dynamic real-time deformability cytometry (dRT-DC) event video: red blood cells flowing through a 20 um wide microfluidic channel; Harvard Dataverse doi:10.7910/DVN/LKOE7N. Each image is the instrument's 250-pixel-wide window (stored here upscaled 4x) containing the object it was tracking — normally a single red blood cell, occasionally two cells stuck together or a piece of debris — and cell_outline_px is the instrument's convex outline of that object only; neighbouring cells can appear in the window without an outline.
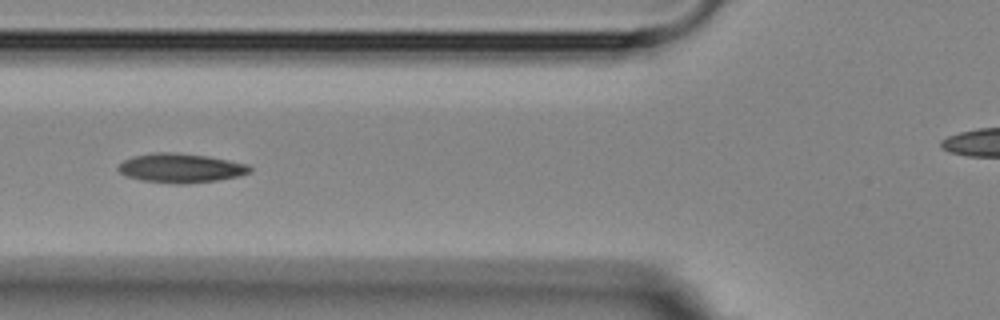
{"species": "Egyptian fruit bat (a non-hibernating species)", "species_latin": "Rousettus aegyptiacus", "temperature_condition": "room temperature", "stored_images_in_passage": 12, "camera_frame_rate_fps": 3000, "um_per_image_px": 0.085, "animal": {"sex": "female"}, "frame": {"image": 1, "passage_image": 2, "time_ms": 1.333, "image_size_px": [1000, 320], "cell_outline_px": [[252, 172], [240, 176], [216, 180], [184, 184], [176, 184], [140, 180], [124, 176], [116, 168], [124, 160], [132, 156], [152, 152], [168, 152], [208, 156], [248, 164], [252, 168]], "centroid_in_image_um": [15.35, 14.29], "position_along_channel_um": 110.5, "area_um2": 22.54}}
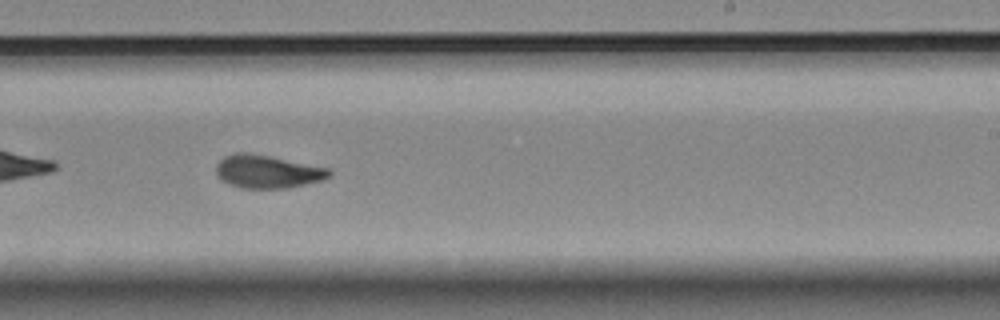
{"frame": {"image": 2, "passage_image": 6, "time_ms": 5.667, "image_size_px": [1000, 320], "cell_outline_px": [[332, 176], [324, 180], [288, 188], [240, 188], [228, 184], [220, 180], [216, 172], [216, 164], [224, 156], [236, 152], [244, 152], [268, 156], [328, 168], [332, 172]], "centroid_in_image_um": [22.72, 14.6], "position_along_channel_um": 266.3, "area_um2": 21.85}}
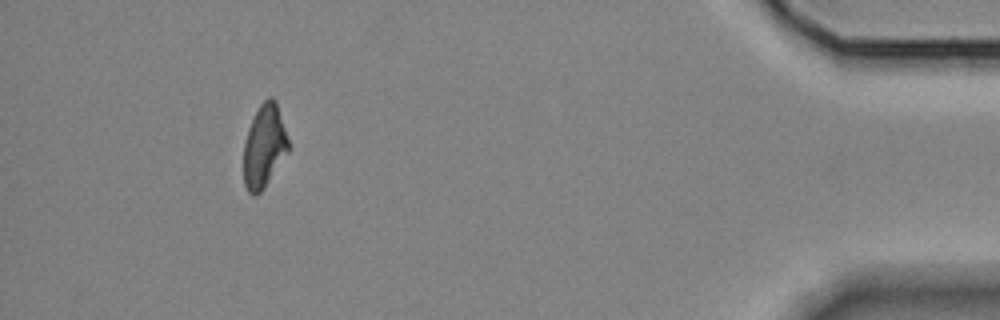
{"frame": {"image": 3, "passage_image": 11, "time_ms": 14.0, "image_size_px": [1000, 320], "cell_outline_px": [[288, 152], [264, 188], [256, 196], [252, 196], [248, 192], [244, 184], [244, 140], [248, 128], [260, 104], [268, 96], [272, 96], [276, 100], [288, 140]], "centroid_in_image_um": [22.44, 12.44], "position_along_channel_um": 412.8, "area_um2": 21.56}, "authors_computed_cell_mechanics": {"area_um2": 21.7906, "velocity_mm_per_s": 3.5997, "shape_relaxation_time_tau1_ms": 6.695, "shape_relaxation_time_tau2_ms": 1.5495, "deformation_change_tau1": 0.1456, "deformation_change_tau2": 0.0512}}